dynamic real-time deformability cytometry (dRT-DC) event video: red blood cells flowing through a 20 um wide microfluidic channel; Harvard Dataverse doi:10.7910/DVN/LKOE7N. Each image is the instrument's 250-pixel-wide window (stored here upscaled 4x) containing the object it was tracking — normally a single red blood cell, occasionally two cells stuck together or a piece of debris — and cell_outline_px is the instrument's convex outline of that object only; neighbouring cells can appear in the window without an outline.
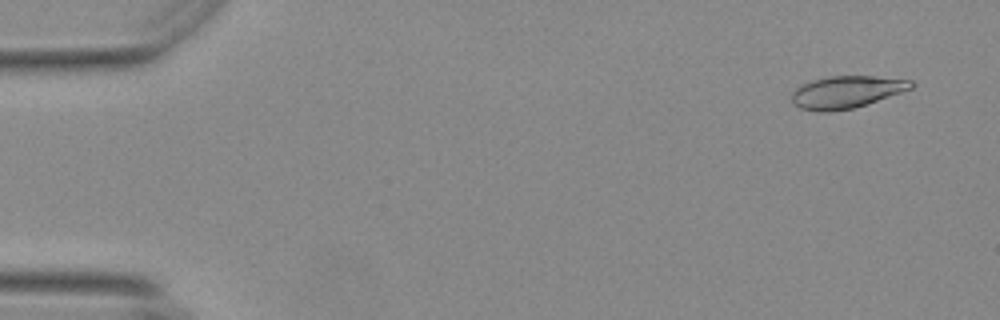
{"species": "Egyptian fruit bat (a non-hibernating species)", "species_latin": "Rousettus aegyptiacus", "temperature_condition": "warm", "stored_images_in_passage": 56, "camera_frame_rate_fps": 3000, "um_per_image_px": 0.085, "animal": {"sex": "female"}, "frame": {"image": 1, "passage_image": 4, "time_ms": 1.0, "image_size_px": [1000, 320], "cell_outline_px": [[916, 84], [912, 88], [852, 108], [828, 112], [816, 112], [800, 108], [792, 100], [792, 92], [796, 88], [812, 80], [828, 76], [872, 76], [912, 80]], "centroid_in_image_um": [71.93, 7.81], "position_along_channel_um": 13.1, "area_um2": 22.08}}
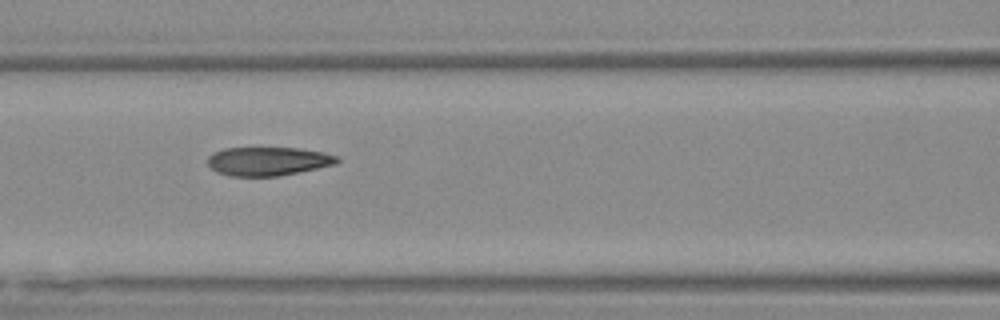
{"frame": {"image": 2, "passage_image": 25, "time_ms": 8.0, "image_size_px": [1000, 320], "cell_outline_px": [[340, 160], [336, 164], [276, 176], [228, 176], [216, 172], [208, 164], [208, 156], [212, 152], [224, 148], [300, 148], [324, 152], [340, 156]], "centroid_in_image_um": [22.78, 13.69], "position_along_channel_um": 143.8, "area_um2": 21.68}}
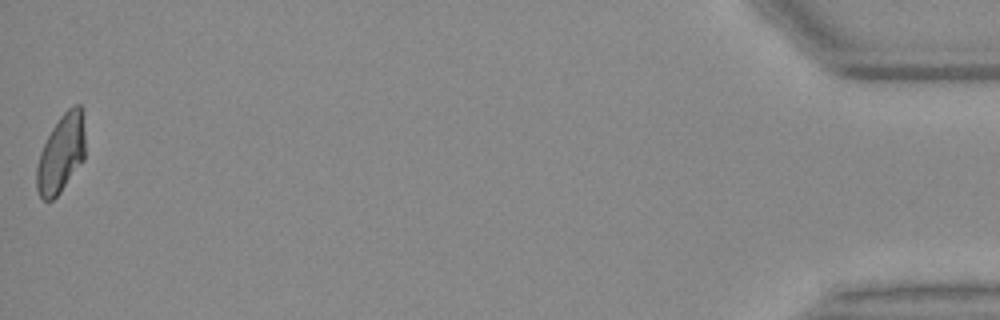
{"frame": {"image": 3, "passage_image": 56, "time_ms": 18.333, "image_size_px": [1000, 320], "cell_outline_px": [[84, 160], [60, 192], [52, 200], [44, 200], [40, 196], [36, 188], [36, 168], [40, 152], [52, 128], [60, 116], [68, 108], [76, 104], [80, 104], [84, 132]], "centroid_in_image_um": [5.18, 13.07], "position_along_channel_um": 430.0, "area_um2": 21.85}, "authors_computed_cell_mechanics": {"area_um2": 22.542, "velocity_mm_per_s": 3.6919, "shape_relaxation_time_tau1_ms": null, "shape_relaxation_time_tau2_ms": 1.2529, "deformation_change_tau1": null, "deformation_change_tau2": 0.0692}}